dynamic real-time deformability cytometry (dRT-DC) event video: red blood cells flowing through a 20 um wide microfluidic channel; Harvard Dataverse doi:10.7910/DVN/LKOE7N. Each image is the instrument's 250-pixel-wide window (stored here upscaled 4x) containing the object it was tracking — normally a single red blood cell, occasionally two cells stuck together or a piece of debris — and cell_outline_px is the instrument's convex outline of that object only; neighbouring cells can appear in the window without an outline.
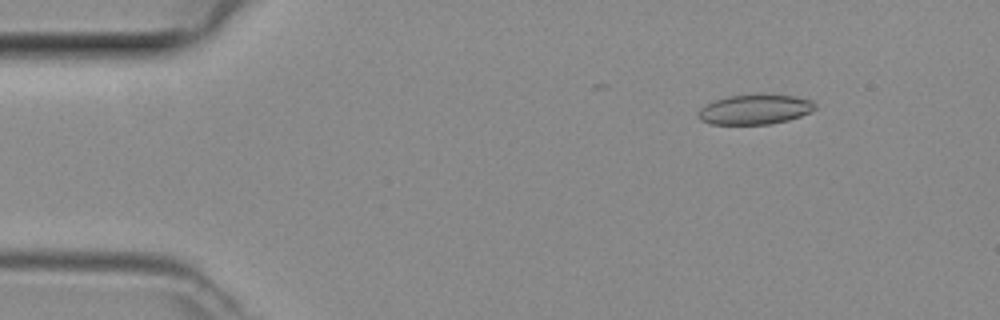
{"species": "common noctule bat (a hibernating species)", "species_latin": "Nyctalus noctula", "temperature_condition": "room temperature", "stored_images_in_passage": 44, "camera_frame_rate_fps": 3000, "um_per_image_px": 0.085, "animal": {"sex": "female", "body_mass_g": 29.2, "forearm_length_mm": 56.3}, "frame": {"image": 1, "passage_image": 6, "time_ms": 1.667, "image_size_px": [1000, 320], "cell_outline_px": [[816, 108], [800, 116], [788, 120], [768, 124], [712, 124], [700, 120], [700, 108], [716, 100], [728, 96], [764, 92], [796, 96], [812, 100], [816, 104]], "centroid_in_image_um": [64.23, 9.26], "position_along_channel_um": 20.8, "area_um2": 20.58}}
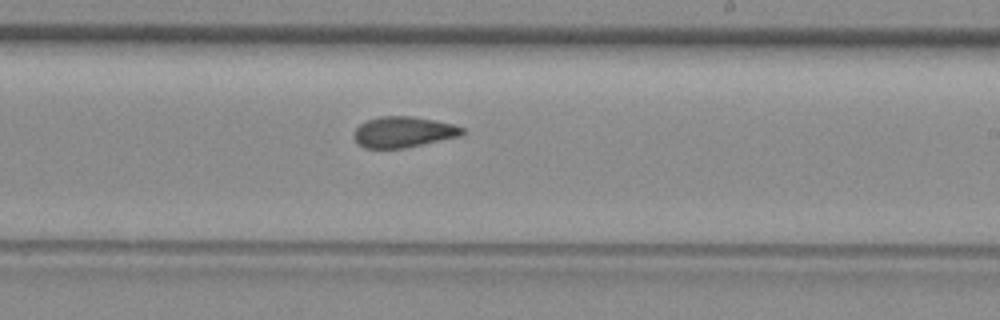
{"frame": {"image": 2, "passage_image": 28, "time_ms": 9.0, "image_size_px": [1000, 320], "cell_outline_px": [[464, 132], [460, 136], [404, 148], [364, 148], [352, 136], [352, 132], [360, 124], [368, 120], [380, 116], [412, 116], [436, 120], [452, 124], [464, 128]], "centroid_in_image_um": [34.27, 11.21], "position_along_channel_um": 254.7, "area_um2": 19.42}}
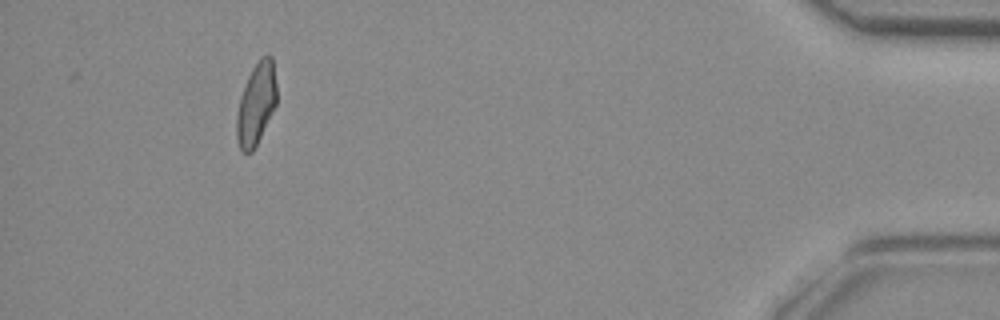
{"frame": {"image": 3, "passage_image": 44, "time_ms": 14.333, "image_size_px": [1000, 320], "cell_outline_px": [[276, 104], [252, 152], [244, 152], [240, 148], [236, 136], [236, 116], [240, 100], [248, 76], [252, 68], [260, 56], [268, 52], [272, 56], [276, 84]], "centroid_in_image_um": [21.78, 8.76], "position_along_channel_um": 413.4, "area_um2": 18.84}}